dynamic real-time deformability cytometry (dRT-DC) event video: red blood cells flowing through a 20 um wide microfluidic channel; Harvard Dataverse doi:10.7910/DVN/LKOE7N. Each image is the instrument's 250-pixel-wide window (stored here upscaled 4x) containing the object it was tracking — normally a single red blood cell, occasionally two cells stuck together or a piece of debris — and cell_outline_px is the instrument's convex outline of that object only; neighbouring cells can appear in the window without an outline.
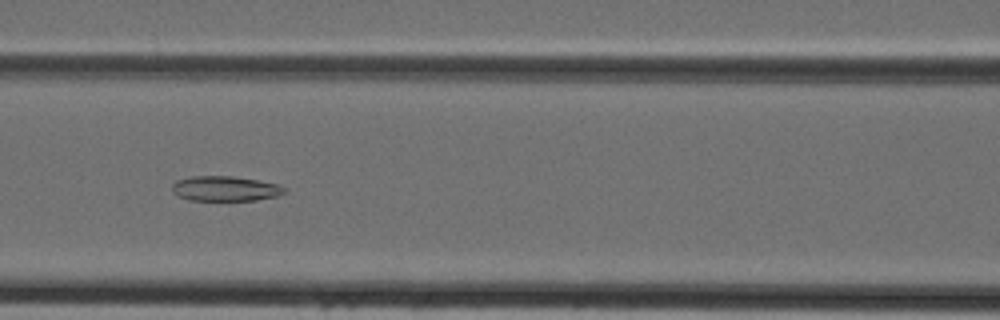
{"species": "Egyptian fruit bat (a non-hibernating species)", "species_latin": "Rousettus aegyptiacus", "temperature_condition": "cold", "stored_images_in_passage": 44, "camera_frame_rate_fps": 3000, "um_per_image_px": 0.085, "animal": {"sex": "female"}, "frame": {"image": 1, "passage_image": 19, "time_ms": 6.0, "image_size_px": [1000, 320], "cell_outline_px": [[288, 188], [284, 192], [276, 196], [256, 200], [188, 200], [172, 192], [172, 184], [176, 180], [192, 176], [232, 176], [256, 180], [276, 184]], "centroid_in_image_um": [19.11, 16.03], "position_along_channel_um": 147.5, "area_um2": 16.24}}
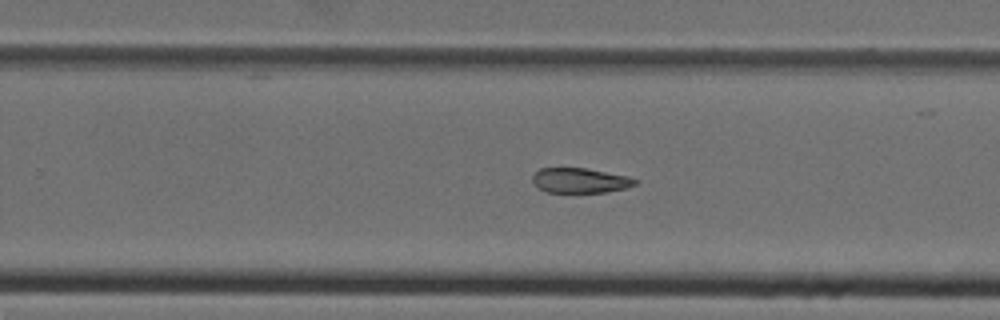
{"frame": {"image": 2, "passage_image": 28, "time_ms": 9.0, "image_size_px": [1000, 320], "cell_outline_px": [[640, 180], [636, 184], [624, 188], [608, 192], [544, 192], [536, 188], [532, 184], [532, 176], [540, 168], [584, 168], [628, 176]], "centroid_in_image_um": [49.27, 15.35], "position_along_channel_um": 280.5, "area_um2": 15.03}}
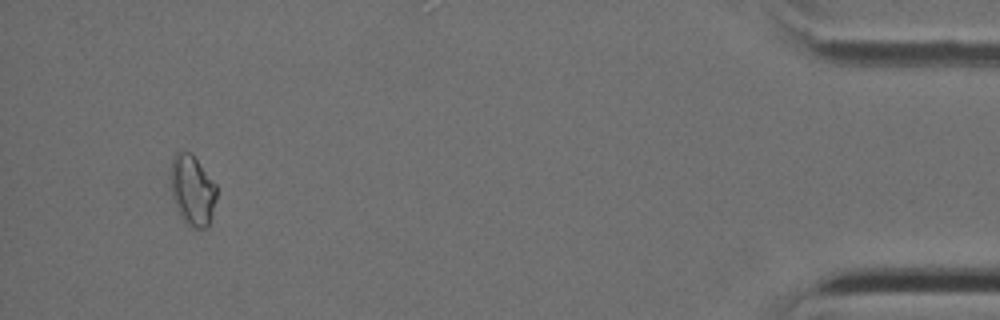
{"frame": {"image": 3, "passage_image": 42, "time_ms": 13.667, "image_size_px": [1000, 320], "cell_outline_px": [[216, 200], [208, 228], [192, 228], [180, 216], [176, 208], [172, 196], [172, 160], [176, 152], [192, 152], [216, 184]], "centroid_in_image_um": [16.38, 16.18], "position_along_channel_um": 418.8, "area_um2": 18.73}}